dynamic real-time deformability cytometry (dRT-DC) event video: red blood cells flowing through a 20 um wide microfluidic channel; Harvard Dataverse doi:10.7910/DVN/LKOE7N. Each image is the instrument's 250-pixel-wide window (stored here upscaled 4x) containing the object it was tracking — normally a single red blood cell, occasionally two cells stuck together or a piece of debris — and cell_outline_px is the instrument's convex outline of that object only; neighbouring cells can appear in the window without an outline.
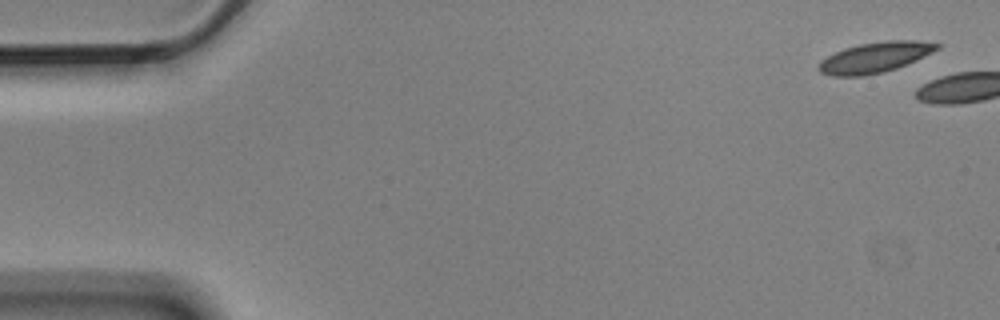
{"species": "Egyptian fruit bat (a non-hibernating species)", "species_latin": "Rousettus aegyptiacus", "temperature_condition": "cold", "stored_images_in_passage": 5, "camera_frame_rate_fps": 3000, "um_per_image_px": 0.085, "animal": {"sex": "male"}, "frame": {"image": 1, "passage_image": 1, "time_ms": 0.0, "image_size_px": [1000, 320], "cell_outline_px": [[940, 48], [916, 60], [896, 68], [884, 72], [864, 76], [832, 76], [820, 72], [816, 68], [820, 60], [844, 48], [860, 44], [888, 40], [916, 40], [940, 44]], "centroid_in_image_um": [74.34, 4.88], "position_along_channel_um": 10.7, "area_um2": 20.98}}